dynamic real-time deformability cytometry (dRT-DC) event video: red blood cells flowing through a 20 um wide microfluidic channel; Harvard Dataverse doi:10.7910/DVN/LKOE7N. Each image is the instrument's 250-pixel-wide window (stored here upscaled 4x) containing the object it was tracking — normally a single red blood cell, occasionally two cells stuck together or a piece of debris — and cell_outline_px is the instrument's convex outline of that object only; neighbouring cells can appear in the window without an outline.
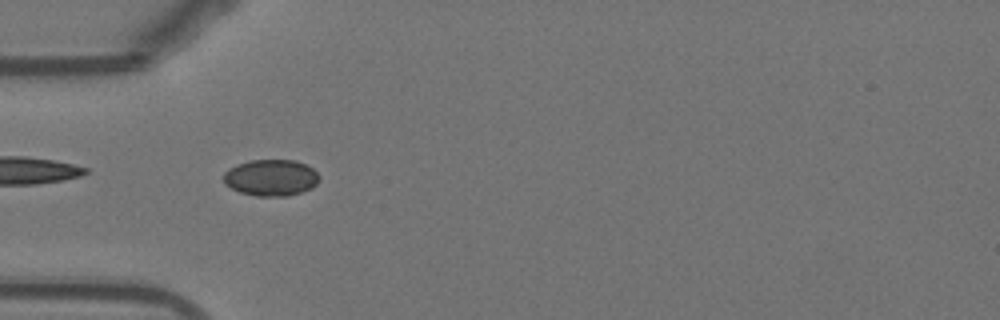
{"species": "Egyptian fruit bat (a non-hibernating species)", "species_latin": "Rousettus aegyptiacus", "temperature_condition": "warm", "stored_images_in_passage": 39, "camera_frame_rate_fps": 3000, "um_per_image_px": 0.085, "animal": {"sex": "female"}, "frame": {"image": 1, "passage_image": 3, "time_ms": 0.667, "image_size_px": [1000, 320], "cell_outline_px": [[320, 180], [312, 188], [288, 196], [256, 196], [240, 192], [224, 184], [224, 172], [228, 168], [236, 164], [252, 160], [296, 160], [312, 168], [320, 176]], "centroid_in_image_um": [23.03, 15.1], "position_along_channel_um": 62.0, "area_um2": 20.4}}
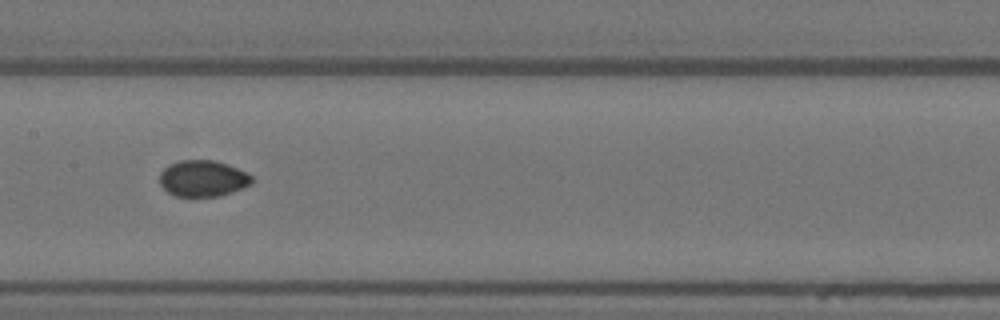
{"frame": {"image": 2, "passage_image": 13, "time_ms": 4.0, "image_size_px": [1000, 320], "cell_outline_px": [[252, 184], [244, 188], [220, 196], [176, 196], [168, 192], [160, 184], [160, 172], [168, 164], [180, 160], [212, 160], [228, 164], [252, 176]], "centroid_in_image_um": [17.24, 15.17], "position_along_channel_um": 190.2, "area_um2": 19.48}}
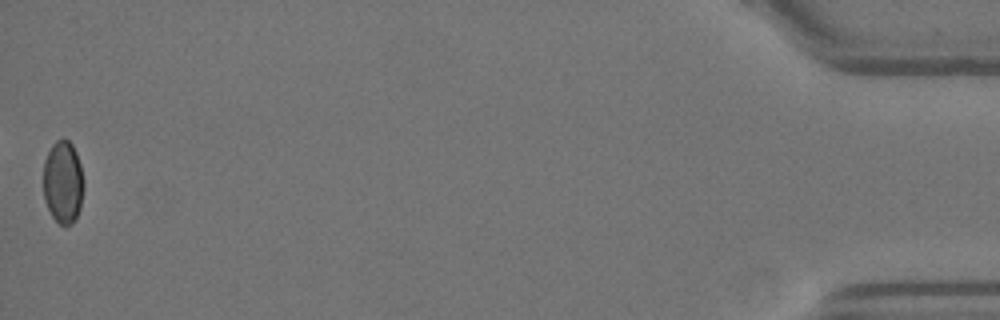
{"frame": {"image": 3, "passage_image": 39, "time_ms": 12.667, "image_size_px": [1000, 320], "cell_outline_px": [[84, 188], [80, 208], [76, 220], [72, 224], [64, 228], [52, 216], [44, 200], [44, 160], [52, 144], [56, 140], [64, 136], [72, 144], [76, 152], [80, 164], [84, 180]], "centroid_in_image_um": [5.37, 15.49], "position_along_channel_um": 429.8, "area_um2": 19.88}, "authors_computed_cell_mechanics": {"area_um2": 19.7676, "velocity_mm_per_s": 3.8673, "shape_relaxation_time_tau1_ms": null, "shape_relaxation_time_tau2_ms": 0.9791, "deformation_change_tau1": null, "deformation_change_tau2": 0.0302}}